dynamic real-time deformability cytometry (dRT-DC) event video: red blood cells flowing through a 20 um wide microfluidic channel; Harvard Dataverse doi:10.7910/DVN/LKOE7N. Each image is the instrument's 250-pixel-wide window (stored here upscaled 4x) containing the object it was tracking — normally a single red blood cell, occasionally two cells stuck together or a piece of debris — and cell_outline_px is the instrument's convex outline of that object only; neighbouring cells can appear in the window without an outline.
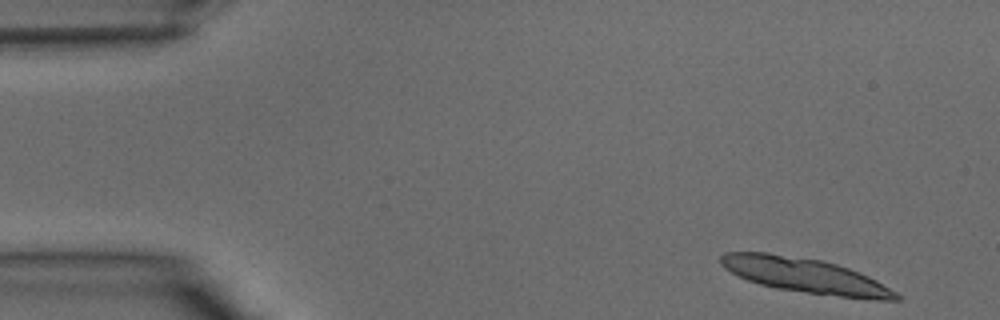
{"species": "common noctule bat (a hibernating species)", "species_latin": "Nyctalus noctula", "temperature_condition": "warm", "stored_images_in_passage": 11, "camera_frame_rate_fps": 3000, "um_per_image_px": 0.085, "animal": {"sex": "male", "body_mass_g": 15.6}, "frame": {"image": 1, "passage_image": 1, "time_ms": 0.0, "image_size_px": [1000, 320], "cell_outline_px": [[900, 300], [872, 300], [776, 288], [760, 284], [748, 280], [724, 268], [720, 264], [720, 256], [724, 252], [768, 252], [820, 260], [836, 264], [848, 268], [868, 276], [876, 280], [896, 292], [900, 296]], "centroid_in_image_um": [68.43, 23.41], "position_along_channel_um": 16.6, "area_um2": 35.14}}